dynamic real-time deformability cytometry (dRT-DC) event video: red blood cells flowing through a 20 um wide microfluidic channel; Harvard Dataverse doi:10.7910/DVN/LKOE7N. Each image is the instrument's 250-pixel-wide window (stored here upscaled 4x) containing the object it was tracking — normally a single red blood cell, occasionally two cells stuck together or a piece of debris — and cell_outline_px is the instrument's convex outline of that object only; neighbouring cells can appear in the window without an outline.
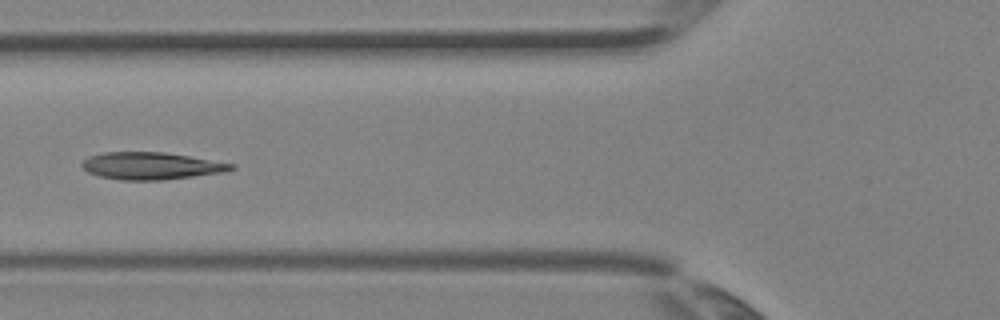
{"species": "Egyptian fruit bat (a non-hibernating species)", "species_latin": "Rousettus aegyptiacus", "temperature_condition": "room temperature", "stored_images_in_passage": 3, "camera_frame_rate_fps": 3000, "um_per_image_px": 0.085, "animal": {"sex": "female"}, "frame": {"image": 1, "passage_image": 3, "time_ms": 0.667, "image_size_px": [1000, 320], "cell_outline_px": [[236, 168], [224, 172], [160, 180], [120, 180], [100, 176], [88, 172], [80, 164], [88, 156], [104, 152], [164, 152], [236, 164]], "centroid_in_image_um": [12.84, 14.09], "position_along_channel_um": 113.0, "area_um2": 23.52}}